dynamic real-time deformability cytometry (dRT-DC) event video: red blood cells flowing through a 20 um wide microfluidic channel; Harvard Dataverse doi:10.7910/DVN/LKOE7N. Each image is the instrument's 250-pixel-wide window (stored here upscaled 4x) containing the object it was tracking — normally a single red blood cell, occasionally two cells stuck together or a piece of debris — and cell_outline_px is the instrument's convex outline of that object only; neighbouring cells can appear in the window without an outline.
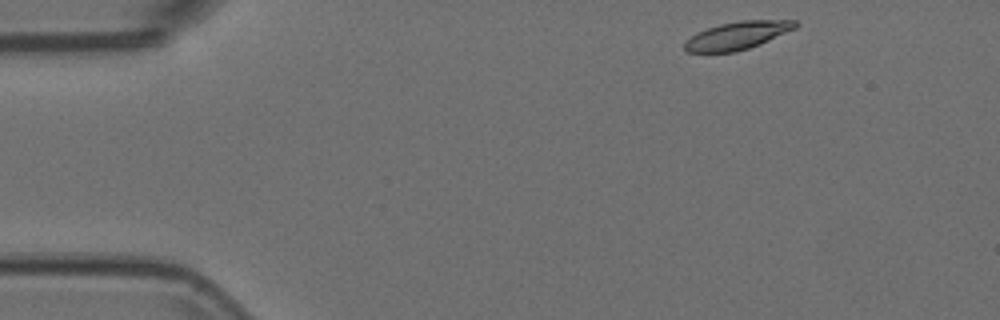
{"species": "Egyptian fruit bat (a non-hibernating species)", "species_latin": "Rousettus aegyptiacus", "temperature_condition": "room temperature", "stored_images_in_passage": 49, "camera_frame_rate_fps": 3000, "um_per_image_px": 0.085, "animal": {"sex": "female"}, "frame": {"image": 1, "passage_image": 1, "time_ms": 0.0, "image_size_px": [1000, 320], "cell_outline_px": [[800, 24], [796, 28], [760, 44], [736, 52], [688, 52], [684, 48], [684, 44], [696, 32], [720, 24], [740, 20], [796, 20]], "centroid_in_image_um": [62.71, 3.01], "position_along_channel_um": 22.3, "area_um2": 17.86}}
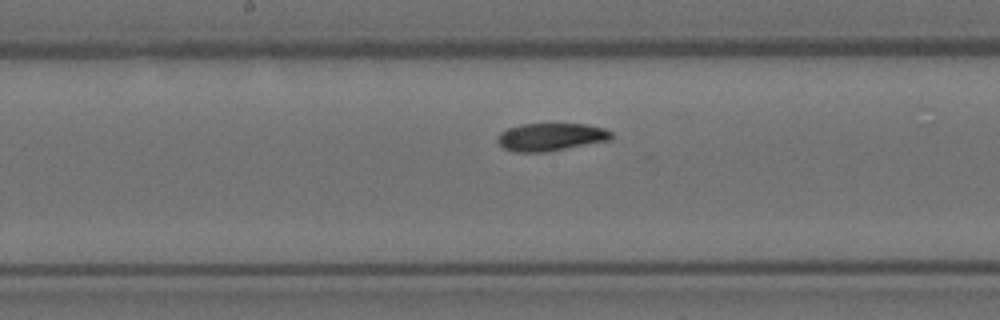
{"frame": {"image": 2, "passage_image": 22, "time_ms": 7.0, "image_size_px": [1000, 320], "cell_outline_px": [[612, 140], [544, 152], [516, 152], [504, 148], [496, 140], [496, 136], [500, 132], [508, 128], [520, 124], [584, 124], [604, 128], [612, 132]], "centroid_in_image_um": [46.81, 11.64], "position_along_channel_um": 201.4, "area_um2": 18.44}}
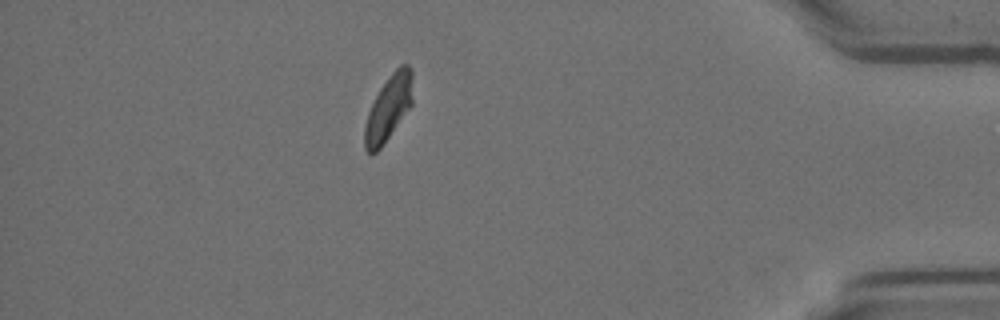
{"frame": {"image": 3, "passage_image": 42, "time_ms": 13.667, "image_size_px": [1000, 320], "cell_outline_px": [[412, 104], [380, 148], [372, 156], [364, 148], [364, 128], [368, 112], [380, 88], [392, 72], [400, 64], [408, 64], [412, 68]], "centroid_in_image_um": [33.02, 9.17], "position_along_channel_um": 402.2, "area_um2": 18.09}}